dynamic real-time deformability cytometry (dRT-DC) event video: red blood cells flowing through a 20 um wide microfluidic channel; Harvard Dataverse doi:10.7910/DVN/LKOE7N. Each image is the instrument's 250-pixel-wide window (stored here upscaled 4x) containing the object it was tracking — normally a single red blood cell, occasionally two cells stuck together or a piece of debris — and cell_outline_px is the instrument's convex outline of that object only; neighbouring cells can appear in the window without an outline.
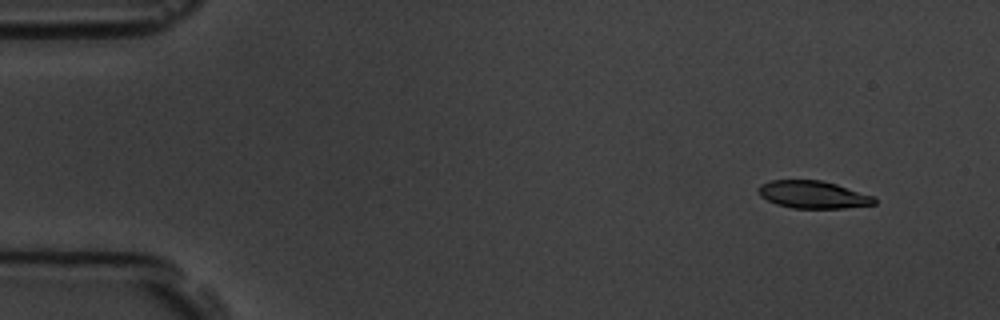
{"species": "common noctule bat (a hibernating species)", "species_latin": "Nyctalus noctula", "temperature_condition": "room temperature", "stored_images_in_passage": 5, "camera_frame_rate_fps": 3000, "um_per_image_px": 0.085, "animal": {"sex": "male", "body_mass_g": 19.5, "forearm_length_mm": 54.6}, "frame": {"image": 1, "passage_image": 2, "time_ms": 1.333, "image_size_px": [1000, 320], "cell_outline_px": [[876, 204], [844, 208], [792, 208], [776, 204], [760, 196], [760, 184], [772, 180], [820, 180], [836, 184], [872, 196], [876, 200]], "centroid_in_image_um": [69.1, 16.54], "position_along_channel_um": 15.9, "area_um2": 18.32}}
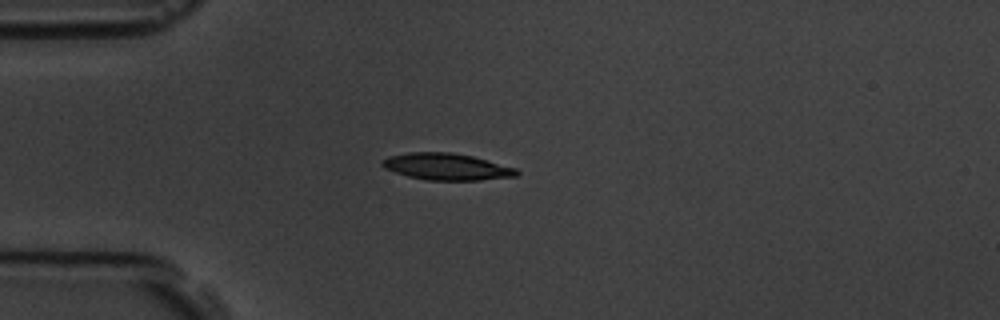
{"frame": {"image": 2, "passage_image": 5, "time_ms": 4.667, "image_size_px": [1000, 320], "cell_outline_px": [[520, 172], [516, 176], [480, 180], [428, 180], [408, 176], [384, 168], [380, 164], [380, 160], [388, 156], [408, 152], [452, 152], [472, 156], [516, 168]], "centroid_in_image_um": [37.93, 14.16], "position_along_channel_um": 47.1, "area_um2": 20.92}}